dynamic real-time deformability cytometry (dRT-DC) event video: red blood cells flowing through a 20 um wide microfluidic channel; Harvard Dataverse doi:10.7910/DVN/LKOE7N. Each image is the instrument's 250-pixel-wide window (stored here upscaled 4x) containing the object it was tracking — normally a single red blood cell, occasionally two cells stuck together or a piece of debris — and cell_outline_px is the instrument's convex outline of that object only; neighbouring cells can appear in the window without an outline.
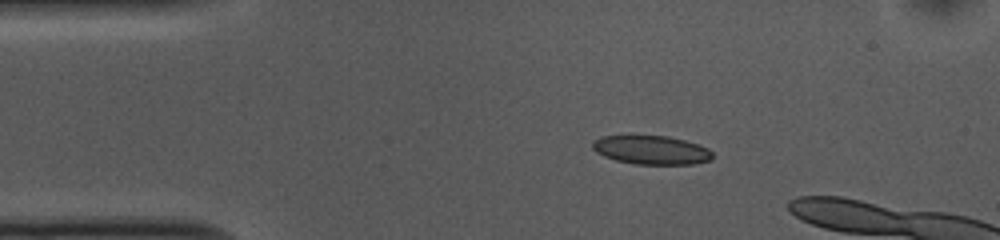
{"species": "common noctule bat (a hibernating species)", "species_latin": "Nyctalus noctula", "temperature_condition": "cold", "stored_images_in_passage": 37, "camera_frame_rate_fps": 3000, "um_per_image_px": 0.085, "animal": {"sex": "female", "body_mass_g": 10.0, "forearm_length_mm": 53.1}, "frame": {"image": 1, "passage_image": 1, "time_ms": 0.0, "image_size_px": [1000, 240], "cell_outline_px": [[712, 160], [692, 164], [636, 164], [616, 160], [604, 156], [596, 152], [592, 148], [592, 140], [600, 136], [628, 132], [668, 136], [684, 140], [708, 148], [712, 152]], "centroid_in_image_um": [55.27, 12.69], "position_along_channel_um": 29.7, "area_um2": 21.04}}
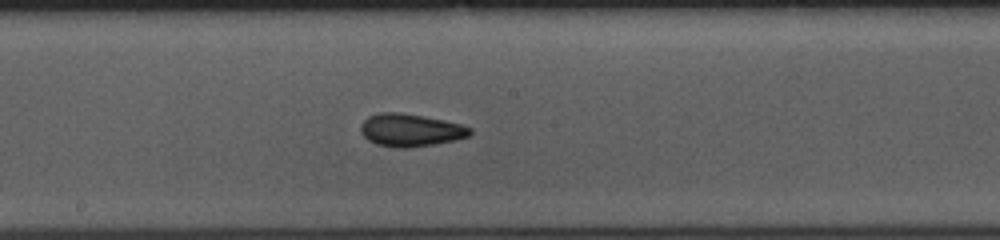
{"frame": {"image": 2, "passage_image": 19, "time_ms": 6.0, "image_size_px": [1000, 240], "cell_outline_px": [[472, 132], [468, 136], [456, 140], [436, 144], [408, 148], [396, 148], [376, 144], [368, 140], [360, 132], [360, 124], [368, 116], [380, 112], [400, 112], [444, 120], [460, 124], [472, 128]], "centroid_in_image_um": [34.87, 11.06], "position_along_channel_um": 213.3, "area_um2": 20.98}}
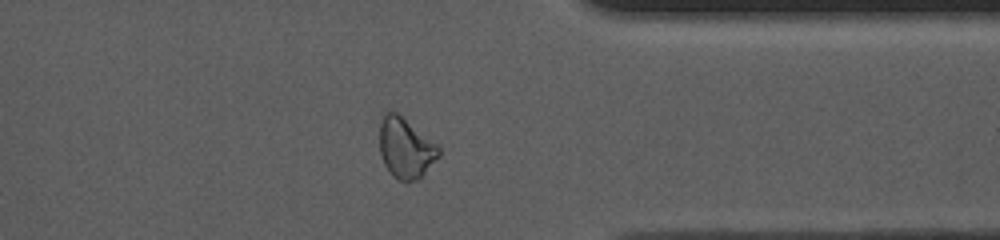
{"frame": {"image": 3, "passage_image": 33, "time_ms": 10.667, "image_size_px": [1000, 240], "cell_outline_px": [[440, 156], [416, 180], [400, 180], [392, 176], [384, 164], [380, 152], [380, 112], [388, 108], [396, 112], [436, 144], [440, 148]], "centroid_in_image_um": [34.42, 12.52], "position_along_channel_um": 377.0, "area_um2": 20.69}}